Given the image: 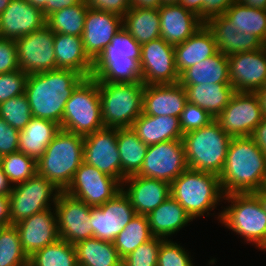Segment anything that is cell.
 Returning <instances> with one entry per match:
<instances>
[{
    "instance_id": "obj_1",
    "label": "cell",
    "mask_w": 266,
    "mask_h": 266,
    "mask_svg": "<svg viewBox=\"0 0 266 266\" xmlns=\"http://www.w3.org/2000/svg\"><path fill=\"white\" fill-rule=\"evenodd\" d=\"M84 79L70 69L29 74L24 94L32 117L51 120L61 126L66 102Z\"/></svg>"
},
{
    "instance_id": "obj_2",
    "label": "cell",
    "mask_w": 266,
    "mask_h": 266,
    "mask_svg": "<svg viewBox=\"0 0 266 266\" xmlns=\"http://www.w3.org/2000/svg\"><path fill=\"white\" fill-rule=\"evenodd\" d=\"M219 179L224 195L266 186V157L250 136L232 137Z\"/></svg>"
},
{
    "instance_id": "obj_3",
    "label": "cell",
    "mask_w": 266,
    "mask_h": 266,
    "mask_svg": "<svg viewBox=\"0 0 266 266\" xmlns=\"http://www.w3.org/2000/svg\"><path fill=\"white\" fill-rule=\"evenodd\" d=\"M141 45L122 27L93 61L91 78L97 82L143 83Z\"/></svg>"
},
{
    "instance_id": "obj_4",
    "label": "cell",
    "mask_w": 266,
    "mask_h": 266,
    "mask_svg": "<svg viewBox=\"0 0 266 266\" xmlns=\"http://www.w3.org/2000/svg\"><path fill=\"white\" fill-rule=\"evenodd\" d=\"M83 156L84 137L60 129L38 159L37 174L64 191L82 164Z\"/></svg>"
},
{
    "instance_id": "obj_5",
    "label": "cell",
    "mask_w": 266,
    "mask_h": 266,
    "mask_svg": "<svg viewBox=\"0 0 266 266\" xmlns=\"http://www.w3.org/2000/svg\"><path fill=\"white\" fill-rule=\"evenodd\" d=\"M171 196L194 220L210 215L223 201L224 193L217 174L187 168L170 184ZM221 200V201H220Z\"/></svg>"
},
{
    "instance_id": "obj_6",
    "label": "cell",
    "mask_w": 266,
    "mask_h": 266,
    "mask_svg": "<svg viewBox=\"0 0 266 266\" xmlns=\"http://www.w3.org/2000/svg\"><path fill=\"white\" fill-rule=\"evenodd\" d=\"M232 137L214 119L208 125L183 134L188 168L217 174L223 170Z\"/></svg>"
},
{
    "instance_id": "obj_7",
    "label": "cell",
    "mask_w": 266,
    "mask_h": 266,
    "mask_svg": "<svg viewBox=\"0 0 266 266\" xmlns=\"http://www.w3.org/2000/svg\"><path fill=\"white\" fill-rule=\"evenodd\" d=\"M224 200L231 204L218 215L222 225L242 236L246 243L266 251V212L252 193H230Z\"/></svg>"
},
{
    "instance_id": "obj_8",
    "label": "cell",
    "mask_w": 266,
    "mask_h": 266,
    "mask_svg": "<svg viewBox=\"0 0 266 266\" xmlns=\"http://www.w3.org/2000/svg\"><path fill=\"white\" fill-rule=\"evenodd\" d=\"M105 128L131 127L143 113V83L98 82Z\"/></svg>"
},
{
    "instance_id": "obj_9",
    "label": "cell",
    "mask_w": 266,
    "mask_h": 266,
    "mask_svg": "<svg viewBox=\"0 0 266 266\" xmlns=\"http://www.w3.org/2000/svg\"><path fill=\"white\" fill-rule=\"evenodd\" d=\"M60 128L83 137L104 127L98 82L85 78L66 102Z\"/></svg>"
},
{
    "instance_id": "obj_10",
    "label": "cell",
    "mask_w": 266,
    "mask_h": 266,
    "mask_svg": "<svg viewBox=\"0 0 266 266\" xmlns=\"http://www.w3.org/2000/svg\"><path fill=\"white\" fill-rule=\"evenodd\" d=\"M60 192L52 182L38 174L13 186L9 194L11 225L54 207Z\"/></svg>"
},
{
    "instance_id": "obj_11",
    "label": "cell",
    "mask_w": 266,
    "mask_h": 266,
    "mask_svg": "<svg viewBox=\"0 0 266 266\" xmlns=\"http://www.w3.org/2000/svg\"><path fill=\"white\" fill-rule=\"evenodd\" d=\"M188 168L182 139L149 145L138 176L172 183Z\"/></svg>"
},
{
    "instance_id": "obj_12",
    "label": "cell",
    "mask_w": 266,
    "mask_h": 266,
    "mask_svg": "<svg viewBox=\"0 0 266 266\" xmlns=\"http://www.w3.org/2000/svg\"><path fill=\"white\" fill-rule=\"evenodd\" d=\"M121 191V184L99 169L82 162L69 186L64 190L68 195L84 201L91 207L103 205Z\"/></svg>"
},
{
    "instance_id": "obj_13",
    "label": "cell",
    "mask_w": 266,
    "mask_h": 266,
    "mask_svg": "<svg viewBox=\"0 0 266 266\" xmlns=\"http://www.w3.org/2000/svg\"><path fill=\"white\" fill-rule=\"evenodd\" d=\"M54 36L55 33L44 25L15 40L19 69L27 75L56 70Z\"/></svg>"
},
{
    "instance_id": "obj_14",
    "label": "cell",
    "mask_w": 266,
    "mask_h": 266,
    "mask_svg": "<svg viewBox=\"0 0 266 266\" xmlns=\"http://www.w3.org/2000/svg\"><path fill=\"white\" fill-rule=\"evenodd\" d=\"M263 118L254 92L235 91L227 106L215 120L231 137H249Z\"/></svg>"
},
{
    "instance_id": "obj_15",
    "label": "cell",
    "mask_w": 266,
    "mask_h": 266,
    "mask_svg": "<svg viewBox=\"0 0 266 266\" xmlns=\"http://www.w3.org/2000/svg\"><path fill=\"white\" fill-rule=\"evenodd\" d=\"M140 65L144 85L175 84L179 74L175 67L174 46L163 38L141 45Z\"/></svg>"
},
{
    "instance_id": "obj_16",
    "label": "cell",
    "mask_w": 266,
    "mask_h": 266,
    "mask_svg": "<svg viewBox=\"0 0 266 266\" xmlns=\"http://www.w3.org/2000/svg\"><path fill=\"white\" fill-rule=\"evenodd\" d=\"M60 239L75 245L93 237L91 206L61 191L54 205Z\"/></svg>"
},
{
    "instance_id": "obj_17",
    "label": "cell",
    "mask_w": 266,
    "mask_h": 266,
    "mask_svg": "<svg viewBox=\"0 0 266 266\" xmlns=\"http://www.w3.org/2000/svg\"><path fill=\"white\" fill-rule=\"evenodd\" d=\"M136 215L129 198L121 190L103 205L91 207L93 237L113 242Z\"/></svg>"
},
{
    "instance_id": "obj_18",
    "label": "cell",
    "mask_w": 266,
    "mask_h": 266,
    "mask_svg": "<svg viewBox=\"0 0 266 266\" xmlns=\"http://www.w3.org/2000/svg\"><path fill=\"white\" fill-rule=\"evenodd\" d=\"M83 162L115 178L121 184L117 128H103L85 136Z\"/></svg>"
},
{
    "instance_id": "obj_19",
    "label": "cell",
    "mask_w": 266,
    "mask_h": 266,
    "mask_svg": "<svg viewBox=\"0 0 266 266\" xmlns=\"http://www.w3.org/2000/svg\"><path fill=\"white\" fill-rule=\"evenodd\" d=\"M229 79L238 92H255L266 85V45L228 57Z\"/></svg>"
},
{
    "instance_id": "obj_20",
    "label": "cell",
    "mask_w": 266,
    "mask_h": 266,
    "mask_svg": "<svg viewBox=\"0 0 266 266\" xmlns=\"http://www.w3.org/2000/svg\"><path fill=\"white\" fill-rule=\"evenodd\" d=\"M53 208L35 213L15 224L22 248L28 257L60 238L57 214Z\"/></svg>"
},
{
    "instance_id": "obj_21",
    "label": "cell",
    "mask_w": 266,
    "mask_h": 266,
    "mask_svg": "<svg viewBox=\"0 0 266 266\" xmlns=\"http://www.w3.org/2000/svg\"><path fill=\"white\" fill-rule=\"evenodd\" d=\"M121 190L137 215H148L171 196L170 183L138 175L126 177L121 183Z\"/></svg>"
},
{
    "instance_id": "obj_22",
    "label": "cell",
    "mask_w": 266,
    "mask_h": 266,
    "mask_svg": "<svg viewBox=\"0 0 266 266\" xmlns=\"http://www.w3.org/2000/svg\"><path fill=\"white\" fill-rule=\"evenodd\" d=\"M46 25L43 12L26 0H11L0 14V38L17 40Z\"/></svg>"
},
{
    "instance_id": "obj_23",
    "label": "cell",
    "mask_w": 266,
    "mask_h": 266,
    "mask_svg": "<svg viewBox=\"0 0 266 266\" xmlns=\"http://www.w3.org/2000/svg\"><path fill=\"white\" fill-rule=\"evenodd\" d=\"M123 27V18L91 8L87 9L82 41L85 53L94 61Z\"/></svg>"
},
{
    "instance_id": "obj_24",
    "label": "cell",
    "mask_w": 266,
    "mask_h": 266,
    "mask_svg": "<svg viewBox=\"0 0 266 266\" xmlns=\"http://www.w3.org/2000/svg\"><path fill=\"white\" fill-rule=\"evenodd\" d=\"M158 11L161 38L173 46L183 43L204 25L195 13L180 4H163Z\"/></svg>"
},
{
    "instance_id": "obj_25",
    "label": "cell",
    "mask_w": 266,
    "mask_h": 266,
    "mask_svg": "<svg viewBox=\"0 0 266 266\" xmlns=\"http://www.w3.org/2000/svg\"><path fill=\"white\" fill-rule=\"evenodd\" d=\"M187 94L178 82L175 84L145 85L143 113L151 116H181Z\"/></svg>"
},
{
    "instance_id": "obj_26",
    "label": "cell",
    "mask_w": 266,
    "mask_h": 266,
    "mask_svg": "<svg viewBox=\"0 0 266 266\" xmlns=\"http://www.w3.org/2000/svg\"><path fill=\"white\" fill-rule=\"evenodd\" d=\"M205 25L212 32L218 51L226 57L254 51L265 45L253 34L238 32L234 24L224 14L209 19Z\"/></svg>"
},
{
    "instance_id": "obj_27",
    "label": "cell",
    "mask_w": 266,
    "mask_h": 266,
    "mask_svg": "<svg viewBox=\"0 0 266 266\" xmlns=\"http://www.w3.org/2000/svg\"><path fill=\"white\" fill-rule=\"evenodd\" d=\"M218 52L212 32L204 24L183 43L174 46L175 67L180 75L184 70Z\"/></svg>"
},
{
    "instance_id": "obj_28",
    "label": "cell",
    "mask_w": 266,
    "mask_h": 266,
    "mask_svg": "<svg viewBox=\"0 0 266 266\" xmlns=\"http://www.w3.org/2000/svg\"><path fill=\"white\" fill-rule=\"evenodd\" d=\"M54 51L56 69L74 70L91 78L93 61L85 53L82 36L55 33Z\"/></svg>"
},
{
    "instance_id": "obj_29",
    "label": "cell",
    "mask_w": 266,
    "mask_h": 266,
    "mask_svg": "<svg viewBox=\"0 0 266 266\" xmlns=\"http://www.w3.org/2000/svg\"><path fill=\"white\" fill-rule=\"evenodd\" d=\"M131 128L147 146L183 138L180 120L176 116H151L142 113Z\"/></svg>"
},
{
    "instance_id": "obj_30",
    "label": "cell",
    "mask_w": 266,
    "mask_h": 266,
    "mask_svg": "<svg viewBox=\"0 0 266 266\" xmlns=\"http://www.w3.org/2000/svg\"><path fill=\"white\" fill-rule=\"evenodd\" d=\"M147 217L153 237H159L164 240L193 221L186 210L172 196H169Z\"/></svg>"
},
{
    "instance_id": "obj_31",
    "label": "cell",
    "mask_w": 266,
    "mask_h": 266,
    "mask_svg": "<svg viewBox=\"0 0 266 266\" xmlns=\"http://www.w3.org/2000/svg\"><path fill=\"white\" fill-rule=\"evenodd\" d=\"M60 129L51 120L32 117L19 133V152L38 161Z\"/></svg>"
},
{
    "instance_id": "obj_32",
    "label": "cell",
    "mask_w": 266,
    "mask_h": 266,
    "mask_svg": "<svg viewBox=\"0 0 266 266\" xmlns=\"http://www.w3.org/2000/svg\"><path fill=\"white\" fill-rule=\"evenodd\" d=\"M187 102L207 111L214 119L229 103L235 90L231 83L198 84L183 86Z\"/></svg>"
},
{
    "instance_id": "obj_33",
    "label": "cell",
    "mask_w": 266,
    "mask_h": 266,
    "mask_svg": "<svg viewBox=\"0 0 266 266\" xmlns=\"http://www.w3.org/2000/svg\"><path fill=\"white\" fill-rule=\"evenodd\" d=\"M179 83L182 86L231 83L228 57L218 51L215 55L184 70L179 75Z\"/></svg>"
},
{
    "instance_id": "obj_34",
    "label": "cell",
    "mask_w": 266,
    "mask_h": 266,
    "mask_svg": "<svg viewBox=\"0 0 266 266\" xmlns=\"http://www.w3.org/2000/svg\"><path fill=\"white\" fill-rule=\"evenodd\" d=\"M117 146L121 160V183L126 177L137 175L142 168L148 146L131 127L117 128Z\"/></svg>"
},
{
    "instance_id": "obj_35",
    "label": "cell",
    "mask_w": 266,
    "mask_h": 266,
    "mask_svg": "<svg viewBox=\"0 0 266 266\" xmlns=\"http://www.w3.org/2000/svg\"><path fill=\"white\" fill-rule=\"evenodd\" d=\"M123 27L140 45L161 38L158 9L131 7L123 17Z\"/></svg>"
},
{
    "instance_id": "obj_36",
    "label": "cell",
    "mask_w": 266,
    "mask_h": 266,
    "mask_svg": "<svg viewBox=\"0 0 266 266\" xmlns=\"http://www.w3.org/2000/svg\"><path fill=\"white\" fill-rule=\"evenodd\" d=\"M74 246L80 266H122V259L113 242L92 237Z\"/></svg>"
},
{
    "instance_id": "obj_37",
    "label": "cell",
    "mask_w": 266,
    "mask_h": 266,
    "mask_svg": "<svg viewBox=\"0 0 266 266\" xmlns=\"http://www.w3.org/2000/svg\"><path fill=\"white\" fill-rule=\"evenodd\" d=\"M224 15L234 24L238 32L253 34L266 45V10L235 2Z\"/></svg>"
},
{
    "instance_id": "obj_38",
    "label": "cell",
    "mask_w": 266,
    "mask_h": 266,
    "mask_svg": "<svg viewBox=\"0 0 266 266\" xmlns=\"http://www.w3.org/2000/svg\"><path fill=\"white\" fill-rule=\"evenodd\" d=\"M88 7L78 4L55 11L46 18V25L54 32L82 36Z\"/></svg>"
},
{
    "instance_id": "obj_39",
    "label": "cell",
    "mask_w": 266,
    "mask_h": 266,
    "mask_svg": "<svg viewBox=\"0 0 266 266\" xmlns=\"http://www.w3.org/2000/svg\"><path fill=\"white\" fill-rule=\"evenodd\" d=\"M153 238L147 215H136L113 241L121 259Z\"/></svg>"
},
{
    "instance_id": "obj_40",
    "label": "cell",
    "mask_w": 266,
    "mask_h": 266,
    "mask_svg": "<svg viewBox=\"0 0 266 266\" xmlns=\"http://www.w3.org/2000/svg\"><path fill=\"white\" fill-rule=\"evenodd\" d=\"M28 266H78L75 246L59 238L31 255Z\"/></svg>"
},
{
    "instance_id": "obj_41",
    "label": "cell",
    "mask_w": 266,
    "mask_h": 266,
    "mask_svg": "<svg viewBox=\"0 0 266 266\" xmlns=\"http://www.w3.org/2000/svg\"><path fill=\"white\" fill-rule=\"evenodd\" d=\"M29 257L24 252L15 225L0 228V266H28Z\"/></svg>"
},
{
    "instance_id": "obj_42",
    "label": "cell",
    "mask_w": 266,
    "mask_h": 266,
    "mask_svg": "<svg viewBox=\"0 0 266 266\" xmlns=\"http://www.w3.org/2000/svg\"><path fill=\"white\" fill-rule=\"evenodd\" d=\"M0 165L12 186L37 174V161L19 151L0 157Z\"/></svg>"
},
{
    "instance_id": "obj_43",
    "label": "cell",
    "mask_w": 266,
    "mask_h": 266,
    "mask_svg": "<svg viewBox=\"0 0 266 266\" xmlns=\"http://www.w3.org/2000/svg\"><path fill=\"white\" fill-rule=\"evenodd\" d=\"M0 117L13 128L21 131L32 118L26 95L15 96L0 103Z\"/></svg>"
},
{
    "instance_id": "obj_44",
    "label": "cell",
    "mask_w": 266,
    "mask_h": 266,
    "mask_svg": "<svg viewBox=\"0 0 266 266\" xmlns=\"http://www.w3.org/2000/svg\"><path fill=\"white\" fill-rule=\"evenodd\" d=\"M163 240L153 237L148 242L139 245L122 259V266H157L158 252Z\"/></svg>"
},
{
    "instance_id": "obj_45",
    "label": "cell",
    "mask_w": 266,
    "mask_h": 266,
    "mask_svg": "<svg viewBox=\"0 0 266 266\" xmlns=\"http://www.w3.org/2000/svg\"><path fill=\"white\" fill-rule=\"evenodd\" d=\"M157 266H194L185 248L166 239L161 242L158 252Z\"/></svg>"
},
{
    "instance_id": "obj_46",
    "label": "cell",
    "mask_w": 266,
    "mask_h": 266,
    "mask_svg": "<svg viewBox=\"0 0 266 266\" xmlns=\"http://www.w3.org/2000/svg\"><path fill=\"white\" fill-rule=\"evenodd\" d=\"M27 78L28 75L20 69L0 74V103L24 94Z\"/></svg>"
},
{
    "instance_id": "obj_47",
    "label": "cell",
    "mask_w": 266,
    "mask_h": 266,
    "mask_svg": "<svg viewBox=\"0 0 266 266\" xmlns=\"http://www.w3.org/2000/svg\"><path fill=\"white\" fill-rule=\"evenodd\" d=\"M180 128L186 132L208 125L214 118L201 107L187 102L179 118Z\"/></svg>"
},
{
    "instance_id": "obj_48",
    "label": "cell",
    "mask_w": 266,
    "mask_h": 266,
    "mask_svg": "<svg viewBox=\"0 0 266 266\" xmlns=\"http://www.w3.org/2000/svg\"><path fill=\"white\" fill-rule=\"evenodd\" d=\"M19 69L15 40L0 38V74Z\"/></svg>"
},
{
    "instance_id": "obj_49",
    "label": "cell",
    "mask_w": 266,
    "mask_h": 266,
    "mask_svg": "<svg viewBox=\"0 0 266 266\" xmlns=\"http://www.w3.org/2000/svg\"><path fill=\"white\" fill-rule=\"evenodd\" d=\"M19 133L0 117V157L19 151Z\"/></svg>"
},
{
    "instance_id": "obj_50",
    "label": "cell",
    "mask_w": 266,
    "mask_h": 266,
    "mask_svg": "<svg viewBox=\"0 0 266 266\" xmlns=\"http://www.w3.org/2000/svg\"><path fill=\"white\" fill-rule=\"evenodd\" d=\"M91 9L112 13L121 18L132 7L130 0H82Z\"/></svg>"
},
{
    "instance_id": "obj_51",
    "label": "cell",
    "mask_w": 266,
    "mask_h": 266,
    "mask_svg": "<svg viewBox=\"0 0 266 266\" xmlns=\"http://www.w3.org/2000/svg\"><path fill=\"white\" fill-rule=\"evenodd\" d=\"M237 0H202V13L198 16L205 24L209 19L223 15Z\"/></svg>"
},
{
    "instance_id": "obj_52",
    "label": "cell",
    "mask_w": 266,
    "mask_h": 266,
    "mask_svg": "<svg viewBox=\"0 0 266 266\" xmlns=\"http://www.w3.org/2000/svg\"><path fill=\"white\" fill-rule=\"evenodd\" d=\"M250 137L254 140L256 145L262 150L264 156L266 157V118L265 117L255 127Z\"/></svg>"
},
{
    "instance_id": "obj_53",
    "label": "cell",
    "mask_w": 266,
    "mask_h": 266,
    "mask_svg": "<svg viewBox=\"0 0 266 266\" xmlns=\"http://www.w3.org/2000/svg\"><path fill=\"white\" fill-rule=\"evenodd\" d=\"M10 195H0V228L10 226Z\"/></svg>"
},
{
    "instance_id": "obj_54",
    "label": "cell",
    "mask_w": 266,
    "mask_h": 266,
    "mask_svg": "<svg viewBox=\"0 0 266 266\" xmlns=\"http://www.w3.org/2000/svg\"><path fill=\"white\" fill-rule=\"evenodd\" d=\"M81 0H49L45 6V18L55 11L78 4Z\"/></svg>"
},
{
    "instance_id": "obj_55",
    "label": "cell",
    "mask_w": 266,
    "mask_h": 266,
    "mask_svg": "<svg viewBox=\"0 0 266 266\" xmlns=\"http://www.w3.org/2000/svg\"><path fill=\"white\" fill-rule=\"evenodd\" d=\"M132 7L158 9L163 5L162 0H130Z\"/></svg>"
},
{
    "instance_id": "obj_56",
    "label": "cell",
    "mask_w": 266,
    "mask_h": 266,
    "mask_svg": "<svg viewBox=\"0 0 266 266\" xmlns=\"http://www.w3.org/2000/svg\"><path fill=\"white\" fill-rule=\"evenodd\" d=\"M179 4L197 16L202 13V0H180Z\"/></svg>"
},
{
    "instance_id": "obj_57",
    "label": "cell",
    "mask_w": 266,
    "mask_h": 266,
    "mask_svg": "<svg viewBox=\"0 0 266 266\" xmlns=\"http://www.w3.org/2000/svg\"><path fill=\"white\" fill-rule=\"evenodd\" d=\"M12 187L0 165V195H9L12 191Z\"/></svg>"
},
{
    "instance_id": "obj_58",
    "label": "cell",
    "mask_w": 266,
    "mask_h": 266,
    "mask_svg": "<svg viewBox=\"0 0 266 266\" xmlns=\"http://www.w3.org/2000/svg\"><path fill=\"white\" fill-rule=\"evenodd\" d=\"M254 93L258 98L262 115L266 118V85L261 87L259 90H256Z\"/></svg>"
},
{
    "instance_id": "obj_59",
    "label": "cell",
    "mask_w": 266,
    "mask_h": 266,
    "mask_svg": "<svg viewBox=\"0 0 266 266\" xmlns=\"http://www.w3.org/2000/svg\"><path fill=\"white\" fill-rule=\"evenodd\" d=\"M237 2L247 7L266 10V0H237Z\"/></svg>"
},
{
    "instance_id": "obj_60",
    "label": "cell",
    "mask_w": 266,
    "mask_h": 266,
    "mask_svg": "<svg viewBox=\"0 0 266 266\" xmlns=\"http://www.w3.org/2000/svg\"><path fill=\"white\" fill-rule=\"evenodd\" d=\"M252 193L258 198L259 203L262 206V209L266 212V186Z\"/></svg>"
},
{
    "instance_id": "obj_61",
    "label": "cell",
    "mask_w": 266,
    "mask_h": 266,
    "mask_svg": "<svg viewBox=\"0 0 266 266\" xmlns=\"http://www.w3.org/2000/svg\"><path fill=\"white\" fill-rule=\"evenodd\" d=\"M29 4L35 6L36 8L40 9L43 12V15L45 16V6L46 2L49 0H26Z\"/></svg>"
},
{
    "instance_id": "obj_62",
    "label": "cell",
    "mask_w": 266,
    "mask_h": 266,
    "mask_svg": "<svg viewBox=\"0 0 266 266\" xmlns=\"http://www.w3.org/2000/svg\"><path fill=\"white\" fill-rule=\"evenodd\" d=\"M11 0H0V14L9 6Z\"/></svg>"
},
{
    "instance_id": "obj_63",
    "label": "cell",
    "mask_w": 266,
    "mask_h": 266,
    "mask_svg": "<svg viewBox=\"0 0 266 266\" xmlns=\"http://www.w3.org/2000/svg\"><path fill=\"white\" fill-rule=\"evenodd\" d=\"M163 4H179L180 0H162Z\"/></svg>"
}]
</instances>
